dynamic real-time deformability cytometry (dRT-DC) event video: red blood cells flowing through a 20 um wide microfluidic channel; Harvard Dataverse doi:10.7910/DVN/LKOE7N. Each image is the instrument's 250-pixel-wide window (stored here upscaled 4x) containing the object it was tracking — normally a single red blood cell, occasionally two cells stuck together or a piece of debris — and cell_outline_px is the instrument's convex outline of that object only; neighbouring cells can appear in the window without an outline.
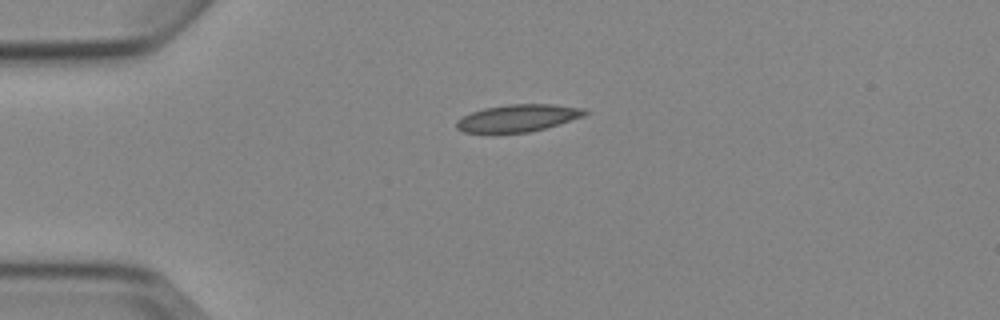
{"species": "Egyptian fruit bat (a non-hibernating species)", "species_latin": "Rousettus aegyptiacus", "temperature_condition": "cold", "stored_images_in_passage": 4, "camera_frame_rate_fps": 3000, "um_per_image_px": 0.085, "animal": {"sex": "female"}, "frame": {"image": 1, "passage_image": 1, "time_ms": 0.0, "image_size_px": [1000, 320], "cell_outline_px": [[588, 112], [584, 116], [544, 128], [528, 132], [464, 132], [456, 128], [456, 120], [472, 112], [484, 108], [508, 104], [552, 104], [584, 108]], "centroid_in_image_um": [44.02, 10.02], "position_along_channel_um": 41.0, "area_um2": 20.06}}
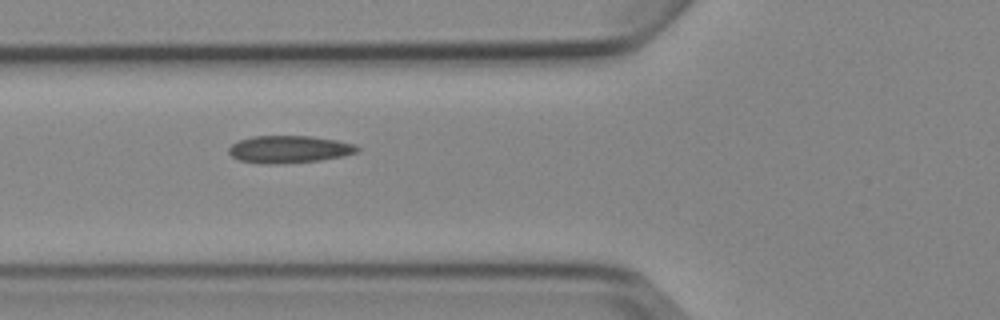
{"frame": {"image": 2, "passage_image": 3, "time_ms": 2.333, "image_size_px": [1000, 320], "cell_outline_px": [[360, 148], [356, 152], [340, 156], [320, 160], [276, 164], [268, 164], [240, 160], [232, 156], [228, 152], [228, 148], [232, 144], [240, 140], [252, 136], [312, 136], [336, 140], [356, 144]], "centroid_in_image_um": [24.57, 12.68], "position_along_channel_um": 101.2, "area_um2": 20.29}}
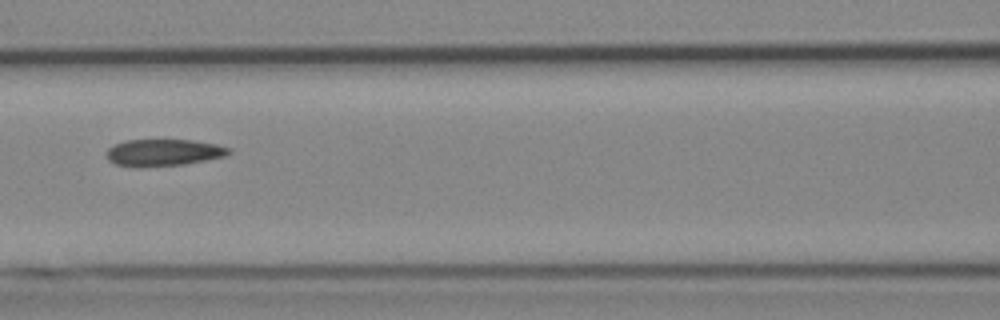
{"frame": {"image": 3, "passage_image": 4, "time_ms": 3.667, "image_size_px": [1000, 320], "cell_outline_px": [[232, 152], [224, 156], [184, 164], [140, 168], [116, 164], [108, 160], [108, 148], [124, 140], [192, 140], [216, 144], [228, 148]], "centroid_in_image_um": [13.88, 12.97], "position_along_channel_um": 152.7, "area_um2": 19.02}}